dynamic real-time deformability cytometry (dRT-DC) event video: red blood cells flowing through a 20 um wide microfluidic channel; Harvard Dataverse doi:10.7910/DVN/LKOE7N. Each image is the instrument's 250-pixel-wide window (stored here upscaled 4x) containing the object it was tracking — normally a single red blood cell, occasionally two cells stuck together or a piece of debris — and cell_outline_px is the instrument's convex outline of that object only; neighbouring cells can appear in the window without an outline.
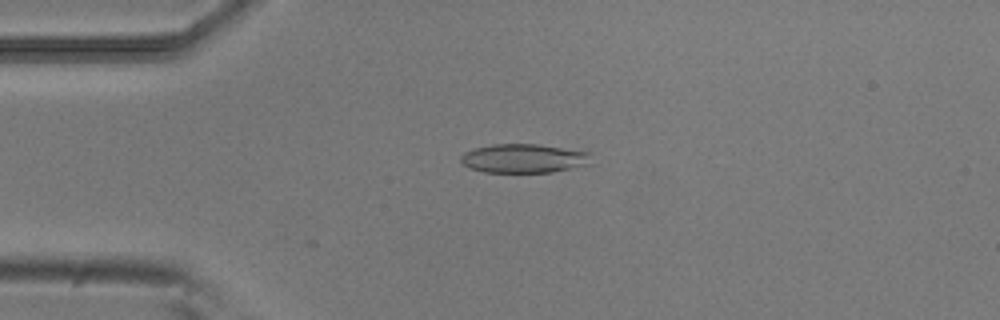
{"species": "common noctule bat (a hibernating species)", "species_latin": "Nyctalus noctula", "temperature_condition": "room temperature", "stored_images_in_passage": 25, "camera_frame_rate_fps": 3000, "um_per_image_px": 0.085, "animal": {"sex": "male", "body_mass_g": 20.5, "forearm_length_mm": 52.5}, "frame": {"image": 1, "passage_image": 12, "time_ms": 3.667, "image_size_px": [1000, 320], "cell_outline_px": [[592, 152], [584, 164], [552, 172], [484, 172], [468, 168], [460, 160], [460, 156], [464, 152], [476, 148], [492, 144], [536, 144]], "centroid_in_image_um": [44.43, 13.45], "position_along_channel_um": 40.6, "area_um2": 21.62}}
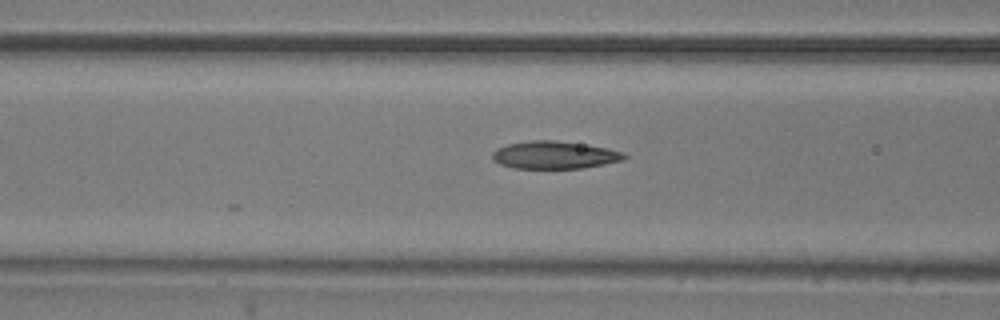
{"frame": {"image": 2, "passage_image": 20, "time_ms": 6.333, "image_size_px": [1000, 320], "cell_outline_px": [[628, 156], [624, 160], [604, 164], [580, 168], [512, 168], [500, 164], [492, 160], [492, 152], [496, 148], [508, 144], [532, 140], [552, 140], [580, 144], [604, 148], [624, 152]], "centroid_in_image_um": [47.09, 13.18], "position_along_channel_um": 119.5, "area_um2": 21.04}}
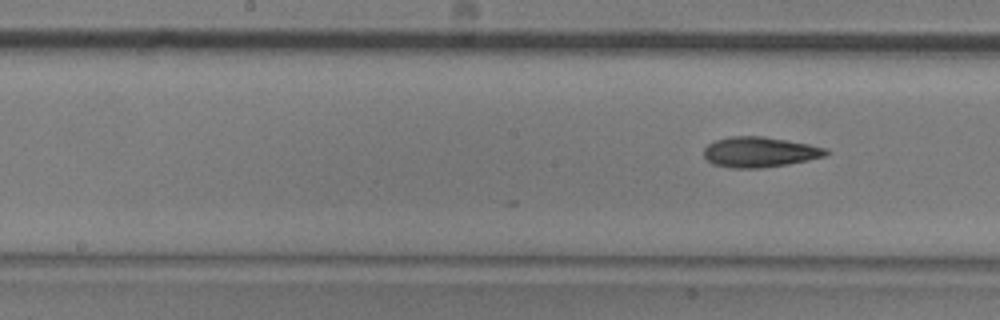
{"frame": {"image": 3, "passage_image": 25, "time_ms": 8.0, "image_size_px": [1000, 320], "cell_outline_px": [[832, 152], [824, 156], [788, 164], [756, 168], [732, 168], [712, 164], [704, 156], [704, 148], [708, 144], [716, 140], [732, 136], [764, 136], [808, 144], [828, 148]], "centroid_in_image_um": [64.58, 12.92], "position_along_channel_um": 183.6, "area_um2": 21.5}}